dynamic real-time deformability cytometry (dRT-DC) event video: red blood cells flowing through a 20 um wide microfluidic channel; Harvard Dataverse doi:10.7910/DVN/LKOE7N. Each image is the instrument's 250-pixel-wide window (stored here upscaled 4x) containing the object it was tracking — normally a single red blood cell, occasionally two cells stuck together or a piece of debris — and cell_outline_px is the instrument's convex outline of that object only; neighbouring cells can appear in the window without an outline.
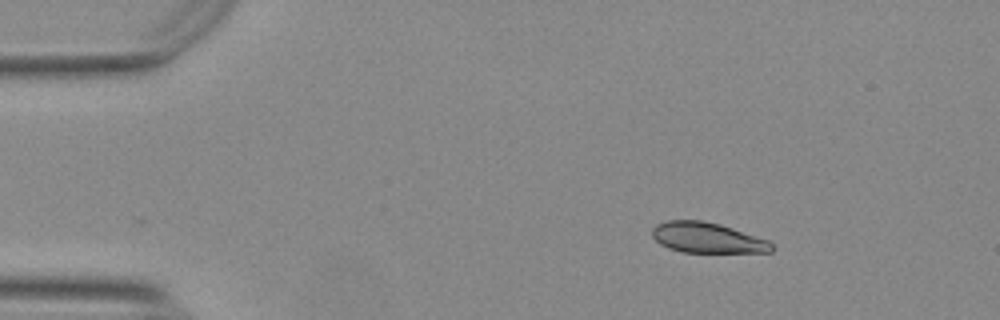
{"species": "Egyptian fruit bat (a non-hibernating species)", "species_latin": "Rousettus aegyptiacus", "temperature_condition": "warm", "stored_images_in_passage": 55, "camera_frame_rate_fps": 3000, "um_per_image_px": 0.085, "animal": {"sex": "female"}, "frame": {"image": 1, "passage_image": 9, "time_ms": 2.667, "image_size_px": [1000, 320], "cell_outline_px": [[776, 248], [772, 252], [680, 252], [668, 248], [660, 244], [652, 236], [652, 228], [656, 224], [668, 220], [704, 220], [720, 224], [768, 240]], "centroid_in_image_um": [60.11, 20.21], "position_along_channel_um": 24.9, "area_um2": 21.27}}
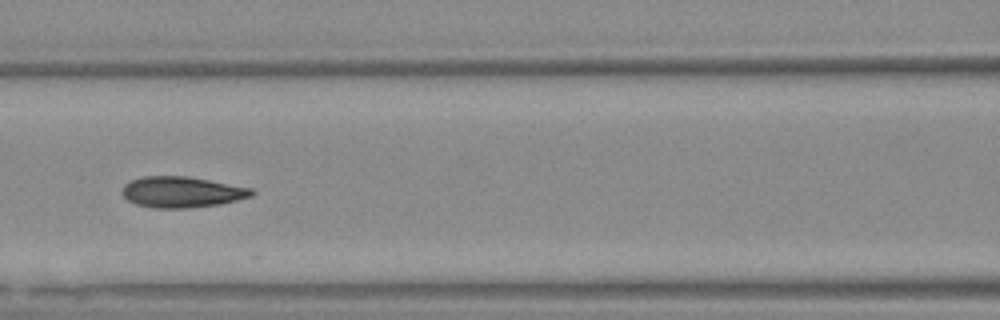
{"frame": {"image": 2, "passage_image": 25, "time_ms": 8.0, "image_size_px": [1000, 320], "cell_outline_px": [[256, 192], [252, 196], [220, 204], [188, 208], [152, 208], [136, 204], [128, 200], [120, 192], [124, 184], [132, 180], [144, 176], [188, 176], [252, 188]], "centroid_in_image_um": [15.44, 16.32], "position_along_channel_um": 151.2, "area_um2": 23.41}}
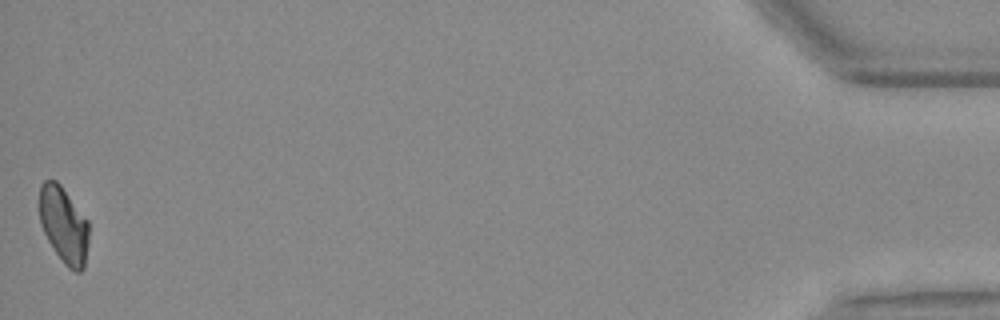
{"frame": {"image": 3, "passage_image": 55, "time_ms": 18.0, "image_size_px": [1000, 320], "cell_outline_px": [[88, 244], [84, 268], [80, 272], [76, 272], [68, 268], [64, 264], [48, 240], [40, 224], [40, 184], [44, 180], [56, 180], [60, 184], [88, 220]], "centroid_in_image_um": [5.43, 19.12], "position_along_channel_um": 429.8, "area_um2": 21.91}, "authors_computed_cell_mechanics": {"area_um2": 22.8888, "velocity_mm_per_s": 3.7506, "shape_relaxation_time_tau1_ms": 4.6291, "shape_relaxation_time_tau2_ms": 1.7191, "deformation_change_tau1": 0.1559, "deformation_change_tau2": 0.0601}}